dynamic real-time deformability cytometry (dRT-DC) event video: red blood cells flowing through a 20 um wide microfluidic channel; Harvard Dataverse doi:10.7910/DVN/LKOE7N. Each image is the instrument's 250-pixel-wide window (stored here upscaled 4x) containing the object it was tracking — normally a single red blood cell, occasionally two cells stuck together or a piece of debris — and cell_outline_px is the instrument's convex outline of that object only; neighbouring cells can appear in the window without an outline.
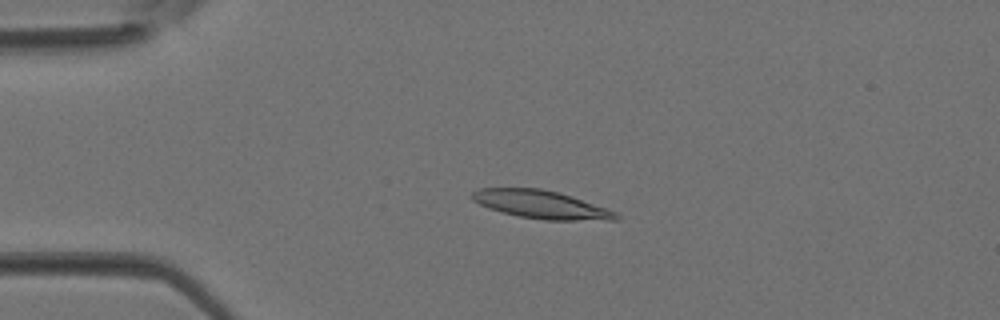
{"species": "Egyptian fruit bat (a non-hibernating species)", "species_latin": "Rousettus aegyptiacus", "temperature_condition": "room temperature", "stored_images_in_passage": 3, "camera_frame_rate_fps": 3000, "um_per_image_px": 0.085, "animal": {"sex": "female"}, "frame": {"image": 1, "passage_image": 3, "time_ms": 0.667, "image_size_px": [1000, 320], "cell_outline_px": [[620, 220], [544, 220], [520, 216], [488, 208], [472, 200], [472, 192], [476, 188], [540, 188], [556, 192], [616, 212], [620, 216]], "centroid_in_image_um": [45.95, 17.39], "position_along_channel_um": 39.1, "area_um2": 23.06}}